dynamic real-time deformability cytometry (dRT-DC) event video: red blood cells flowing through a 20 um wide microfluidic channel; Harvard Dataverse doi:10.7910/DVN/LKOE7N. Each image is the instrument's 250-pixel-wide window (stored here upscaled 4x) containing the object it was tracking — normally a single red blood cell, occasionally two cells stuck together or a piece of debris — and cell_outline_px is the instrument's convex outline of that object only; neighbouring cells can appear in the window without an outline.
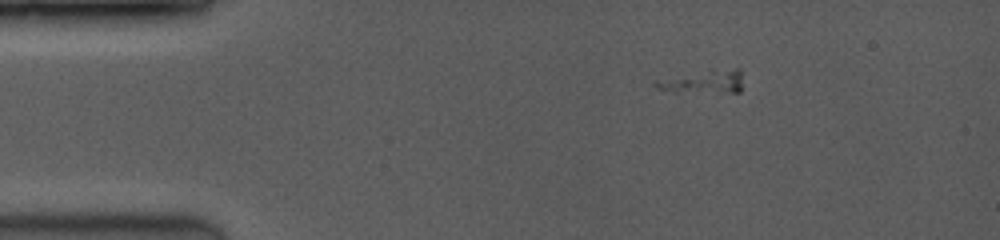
{"species": "common noctule bat (a hibernating species)", "species_latin": "Nyctalus noctula", "temperature_condition": "room temperature", "stored_images_in_passage": 55, "camera_frame_rate_fps": 3500, "um_per_image_px": 0.085, "animal": {"sex": "female", "body_mass_g": 19.0, "forearm_length_mm": 53.3}, "frame": {"image": 1, "passage_image": 9, "time_ms": 2.286, "image_size_px": [1000, 240], "cell_outline_px": [[740, 92], [676, 92], [656, 88], [652, 84], [652, 80], [736, 68], [740, 68]], "centroid_in_image_um": [59.73, 6.99], "position_along_channel_um": 25.3, "area_um2": 11.16}}
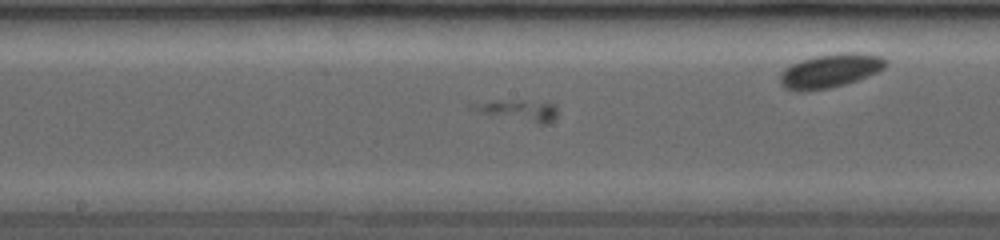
{"frame": {"image": 2, "passage_image": 30, "time_ms": 8.286, "image_size_px": [1000, 240], "cell_outline_px": [[556, 116], [548, 124], [540, 124], [480, 112], [468, 108], [468, 104], [496, 100], [520, 100], [552, 104], [556, 108]], "centroid_in_image_um": [44.03, 9.37], "position_along_channel_um": 204.2, "area_um2": 10.17}}
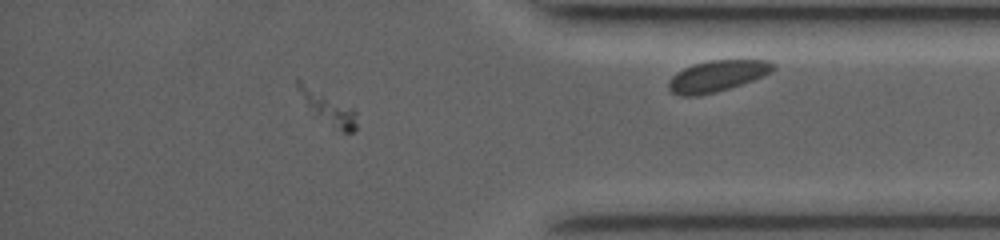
{"frame": {"image": 3, "passage_image": 48, "time_ms": 13.429, "image_size_px": [1000, 240], "cell_outline_px": [[356, 128], [352, 132], [344, 132], [316, 112], [308, 104], [300, 92], [296, 84], [296, 76], [356, 108]], "centroid_in_image_um": [27.95, 9.04], "position_along_channel_um": 407.3, "area_um2": 10.64}}